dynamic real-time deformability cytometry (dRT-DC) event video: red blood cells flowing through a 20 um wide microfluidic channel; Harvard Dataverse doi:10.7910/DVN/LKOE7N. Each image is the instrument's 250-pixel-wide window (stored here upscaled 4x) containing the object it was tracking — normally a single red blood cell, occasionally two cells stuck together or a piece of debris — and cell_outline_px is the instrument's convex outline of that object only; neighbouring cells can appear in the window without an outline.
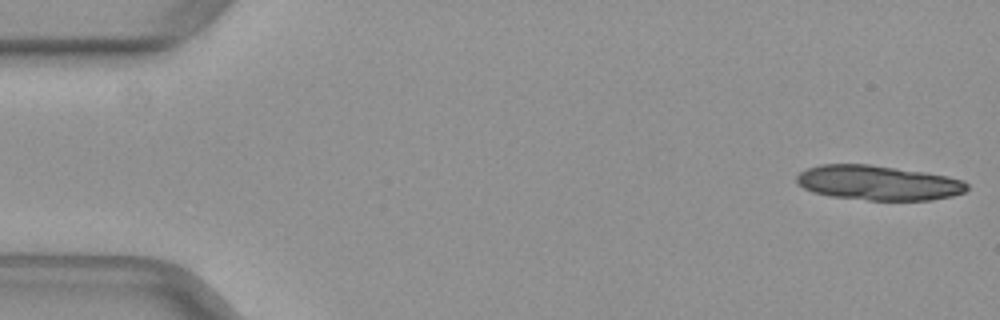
{"species": "common noctule bat (a hibernating species)", "species_latin": "Nyctalus noctula", "temperature_condition": "warm", "stored_images_in_passage": 14, "camera_frame_rate_fps": 3000, "um_per_image_px": 0.085, "animal": {"sex": "female", "body_mass_g": 29.2, "forearm_length_mm": 56.3}, "frame": {"image": 1, "passage_image": 1, "time_ms": 0.0, "image_size_px": [1000, 320], "cell_outline_px": [[968, 188], [964, 192], [952, 196], [932, 200], [868, 200], [832, 196], [812, 192], [796, 184], [796, 176], [800, 172], [808, 168], [820, 164], [872, 164], [924, 172], [948, 176], [964, 180], [968, 184]], "centroid_in_image_um": [74.64, 15.53], "position_along_channel_um": 10.4, "area_um2": 34.68}}